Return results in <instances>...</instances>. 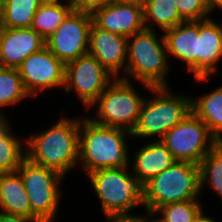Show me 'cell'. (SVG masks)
<instances>
[{
  "mask_svg": "<svg viewBox=\"0 0 222 222\" xmlns=\"http://www.w3.org/2000/svg\"><path fill=\"white\" fill-rule=\"evenodd\" d=\"M80 120L62 117L47 131L26 139L25 159L64 176L79 160Z\"/></svg>",
  "mask_w": 222,
  "mask_h": 222,
  "instance_id": "1",
  "label": "cell"
},
{
  "mask_svg": "<svg viewBox=\"0 0 222 222\" xmlns=\"http://www.w3.org/2000/svg\"><path fill=\"white\" fill-rule=\"evenodd\" d=\"M81 120L78 160H81L86 174L101 169L129 166L125 137L127 135L131 137V132L117 127L98 125L87 117Z\"/></svg>",
  "mask_w": 222,
  "mask_h": 222,
  "instance_id": "2",
  "label": "cell"
},
{
  "mask_svg": "<svg viewBox=\"0 0 222 222\" xmlns=\"http://www.w3.org/2000/svg\"><path fill=\"white\" fill-rule=\"evenodd\" d=\"M143 205L153 214L159 207L175 202L198 200L201 193L199 165L176 161L143 186Z\"/></svg>",
  "mask_w": 222,
  "mask_h": 222,
  "instance_id": "3",
  "label": "cell"
},
{
  "mask_svg": "<svg viewBox=\"0 0 222 222\" xmlns=\"http://www.w3.org/2000/svg\"><path fill=\"white\" fill-rule=\"evenodd\" d=\"M127 42L125 74L131 75L148 90L150 87H168L165 75L169 69V56L164 36L158 39L154 30L145 28L128 37Z\"/></svg>",
  "mask_w": 222,
  "mask_h": 222,
  "instance_id": "4",
  "label": "cell"
},
{
  "mask_svg": "<svg viewBox=\"0 0 222 222\" xmlns=\"http://www.w3.org/2000/svg\"><path fill=\"white\" fill-rule=\"evenodd\" d=\"M88 176L105 217L131 216L129 210L143 205L142 185L128 167L101 169Z\"/></svg>",
  "mask_w": 222,
  "mask_h": 222,
  "instance_id": "5",
  "label": "cell"
},
{
  "mask_svg": "<svg viewBox=\"0 0 222 222\" xmlns=\"http://www.w3.org/2000/svg\"><path fill=\"white\" fill-rule=\"evenodd\" d=\"M149 91L157 96L144 100L131 136L150 138L159 135L162 139L191 112L192 98L171 95L168 87H150Z\"/></svg>",
  "mask_w": 222,
  "mask_h": 222,
  "instance_id": "6",
  "label": "cell"
},
{
  "mask_svg": "<svg viewBox=\"0 0 222 222\" xmlns=\"http://www.w3.org/2000/svg\"><path fill=\"white\" fill-rule=\"evenodd\" d=\"M126 76L113 79L103 93L93 103L97 105V118L94 123L117 127L132 132L137 124L144 98L133 88Z\"/></svg>",
  "mask_w": 222,
  "mask_h": 222,
  "instance_id": "7",
  "label": "cell"
},
{
  "mask_svg": "<svg viewBox=\"0 0 222 222\" xmlns=\"http://www.w3.org/2000/svg\"><path fill=\"white\" fill-rule=\"evenodd\" d=\"M17 171L21 175L31 203L32 220L53 222L60 201L58 185L64 178L59 172L24 160Z\"/></svg>",
  "mask_w": 222,
  "mask_h": 222,
  "instance_id": "8",
  "label": "cell"
},
{
  "mask_svg": "<svg viewBox=\"0 0 222 222\" xmlns=\"http://www.w3.org/2000/svg\"><path fill=\"white\" fill-rule=\"evenodd\" d=\"M160 141L177 161L192 162L197 165L215 145V137L207 125L192 111Z\"/></svg>",
  "mask_w": 222,
  "mask_h": 222,
  "instance_id": "9",
  "label": "cell"
},
{
  "mask_svg": "<svg viewBox=\"0 0 222 222\" xmlns=\"http://www.w3.org/2000/svg\"><path fill=\"white\" fill-rule=\"evenodd\" d=\"M92 24L91 13L73 9L46 39V48L64 64L88 54Z\"/></svg>",
  "mask_w": 222,
  "mask_h": 222,
  "instance_id": "10",
  "label": "cell"
},
{
  "mask_svg": "<svg viewBox=\"0 0 222 222\" xmlns=\"http://www.w3.org/2000/svg\"><path fill=\"white\" fill-rule=\"evenodd\" d=\"M111 75L93 56L86 54L65 64L64 91L76 90L88 109L112 82Z\"/></svg>",
  "mask_w": 222,
  "mask_h": 222,
  "instance_id": "11",
  "label": "cell"
},
{
  "mask_svg": "<svg viewBox=\"0 0 222 222\" xmlns=\"http://www.w3.org/2000/svg\"><path fill=\"white\" fill-rule=\"evenodd\" d=\"M26 91L33 97L38 91L65 84V64L46 47L31 54L17 68Z\"/></svg>",
  "mask_w": 222,
  "mask_h": 222,
  "instance_id": "12",
  "label": "cell"
},
{
  "mask_svg": "<svg viewBox=\"0 0 222 222\" xmlns=\"http://www.w3.org/2000/svg\"><path fill=\"white\" fill-rule=\"evenodd\" d=\"M91 15L98 28L127 38L145 29L142 2H111Z\"/></svg>",
  "mask_w": 222,
  "mask_h": 222,
  "instance_id": "13",
  "label": "cell"
},
{
  "mask_svg": "<svg viewBox=\"0 0 222 222\" xmlns=\"http://www.w3.org/2000/svg\"><path fill=\"white\" fill-rule=\"evenodd\" d=\"M46 47V40L32 28L0 27V67L17 69L31 54Z\"/></svg>",
  "mask_w": 222,
  "mask_h": 222,
  "instance_id": "14",
  "label": "cell"
},
{
  "mask_svg": "<svg viewBox=\"0 0 222 222\" xmlns=\"http://www.w3.org/2000/svg\"><path fill=\"white\" fill-rule=\"evenodd\" d=\"M127 37L98 28L94 23L89 33L88 54L93 56L113 77L120 75L122 66L126 71Z\"/></svg>",
  "mask_w": 222,
  "mask_h": 222,
  "instance_id": "15",
  "label": "cell"
},
{
  "mask_svg": "<svg viewBox=\"0 0 222 222\" xmlns=\"http://www.w3.org/2000/svg\"><path fill=\"white\" fill-rule=\"evenodd\" d=\"M222 58V25L210 18L198 21L197 78L207 81Z\"/></svg>",
  "mask_w": 222,
  "mask_h": 222,
  "instance_id": "16",
  "label": "cell"
},
{
  "mask_svg": "<svg viewBox=\"0 0 222 222\" xmlns=\"http://www.w3.org/2000/svg\"><path fill=\"white\" fill-rule=\"evenodd\" d=\"M164 32L167 53L187 63L197 78L198 21L183 22Z\"/></svg>",
  "mask_w": 222,
  "mask_h": 222,
  "instance_id": "17",
  "label": "cell"
},
{
  "mask_svg": "<svg viewBox=\"0 0 222 222\" xmlns=\"http://www.w3.org/2000/svg\"><path fill=\"white\" fill-rule=\"evenodd\" d=\"M133 160L131 172L142 186L177 161L160 139L142 146Z\"/></svg>",
  "mask_w": 222,
  "mask_h": 222,
  "instance_id": "18",
  "label": "cell"
},
{
  "mask_svg": "<svg viewBox=\"0 0 222 222\" xmlns=\"http://www.w3.org/2000/svg\"><path fill=\"white\" fill-rule=\"evenodd\" d=\"M0 211L32 219V208L18 171L0 173Z\"/></svg>",
  "mask_w": 222,
  "mask_h": 222,
  "instance_id": "19",
  "label": "cell"
},
{
  "mask_svg": "<svg viewBox=\"0 0 222 222\" xmlns=\"http://www.w3.org/2000/svg\"><path fill=\"white\" fill-rule=\"evenodd\" d=\"M191 111L217 137L222 132V86L200 98L191 100Z\"/></svg>",
  "mask_w": 222,
  "mask_h": 222,
  "instance_id": "20",
  "label": "cell"
},
{
  "mask_svg": "<svg viewBox=\"0 0 222 222\" xmlns=\"http://www.w3.org/2000/svg\"><path fill=\"white\" fill-rule=\"evenodd\" d=\"M40 0H5L0 5V27L31 28Z\"/></svg>",
  "mask_w": 222,
  "mask_h": 222,
  "instance_id": "21",
  "label": "cell"
},
{
  "mask_svg": "<svg viewBox=\"0 0 222 222\" xmlns=\"http://www.w3.org/2000/svg\"><path fill=\"white\" fill-rule=\"evenodd\" d=\"M142 4L146 29L153 30V26L148 25L150 20L163 31L185 22L178 12L175 0H142Z\"/></svg>",
  "mask_w": 222,
  "mask_h": 222,
  "instance_id": "22",
  "label": "cell"
},
{
  "mask_svg": "<svg viewBox=\"0 0 222 222\" xmlns=\"http://www.w3.org/2000/svg\"><path fill=\"white\" fill-rule=\"evenodd\" d=\"M71 2L42 4L36 11L31 28L45 40L49 38L73 10Z\"/></svg>",
  "mask_w": 222,
  "mask_h": 222,
  "instance_id": "23",
  "label": "cell"
},
{
  "mask_svg": "<svg viewBox=\"0 0 222 222\" xmlns=\"http://www.w3.org/2000/svg\"><path fill=\"white\" fill-rule=\"evenodd\" d=\"M10 124L5 116L0 118V173L17 171L25 160V152L19 139L11 133Z\"/></svg>",
  "mask_w": 222,
  "mask_h": 222,
  "instance_id": "24",
  "label": "cell"
},
{
  "mask_svg": "<svg viewBox=\"0 0 222 222\" xmlns=\"http://www.w3.org/2000/svg\"><path fill=\"white\" fill-rule=\"evenodd\" d=\"M29 95L17 69L0 67V108L18 104ZM0 118H3L2 113Z\"/></svg>",
  "mask_w": 222,
  "mask_h": 222,
  "instance_id": "25",
  "label": "cell"
},
{
  "mask_svg": "<svg viewBox=\"0 0 222 222\" xmlns=\"http://www.w3.org/2000/svg\"><path fill=\"white\" fill-rule=\"evenodd\" d=\"M199 170L201 190L209 182L222 200V150L214 145L199 163Z\"/></svg>",
  "mask_w": 222,
  "mask_h": 222,
  "instance_id": "26",
  "label": "cell"
},
{
  "mask_svg": "<svg viewBox=\"0 0 222 222\" xmlns=\"http://www.w3.org/2000/svg\"><path fill=\"white\" fill-rule=\"evenodd\" d=\"M199 200H189L169 203L159 207L153 215L161 212L163 215L158 218L161 222H194L203 211Z\"/></svg>",
  "mask_w": 222,
  "mask_h": 222,
  "instance_id": "27",
  "label": "cell"
},
{
  "mask_svg": "<svg viewBox=\"0 0 222 222\" xmlns=\"http://www.w3.org/2000/svg\"><path fill=\"white\" fill-rule=\"evenodd\" d=\"M178 12L185 21H202L208 19L210 8L207 0H175Z\"/></svg>",
  "mask_w": 222,
  "mask_h": 222,
  "instance_id": "28",
  "label": "cell"
},
{
  "mask_svg": "<svg viewBox=\"0 0 222 222\" xmlns=\"http://www.w3.org/2000/svg\"><path fill=\"white\" fill-rule=\"evenodd\" d=\"M71 3L75 10L92 13L95 9L111 3V0H71Z\"/></svg>",
  "mask_w": 222,
  "mask_h": 222,
  "instance_id": "29",
  "label": "cell"
},
{
  "mask_svg": "<svg viewBox=\"0 0 222 222\" xmlns=\"http://www.w3.org/2000/svg\"><path fill=\"white\" fill-rule=\"evenodd\" d=\"M0 222H35L24 216L9 214L0 211Z\"/></svg>",
  "mask_w": 222,
  "mask_h": 222,
  "instance_id": "30",
  "label": "cell"
},
{
  "mask_svg": "<svg viewBox=\"0 0 222 222\" xmlns=\"http://www.w3.org/2000/svg\"><path fill=\"white\" fill-rule=\"evenodd\" d=\"M109 222H139V216H113L106 217Z\"/></svg>",
  "mask_w": 222,
  "mask_h": 222,
  "instance_id": "31",
  "label": "cell"
},
{
  "mask_svg": "<svg viewBox=\"0 0 222 222\" xmlns=\"http://www.w3.org/2000/svg\"><path fill=\"white\" fill-rule=\"evenodd\" d=\"M209 8H210V13L215 10V8L222 9V0H207Z\"/></svg>",
  "mask_w": 222,
  "mask_h": 222,
  "instance_id": "32",
  "label": "cell"
},
{
  "mask_svg": "<svg viewBox=\"0 0 222 222\" xmlns=\"http://www.w3.org/2000/svg\"><path fill=\"white\" fill-rule=\"evenodd\" d=\"M147 215L145 216H139V222H161L159 219H157V217L155 218V220L150 219L151 216H154L151 213H146Z\"/></svg>",
  "mask_w": 222,
  "mask_h": 222,
  "instance_id": "33",
  "label": "cell"
},
{
  "mask_svg": "<svg viewBox=\"0 0 222 222\" xmlns=\"http://www.w3.org/2000/svg\"><path fill=\"white\" fill-rule=\"evenodd\" d=\"M194 222H216L213 218L206 217L203 215V211L199 214V216L194 220Z\"/></svg>",
  "mask_w": 222,
  "mask_h": 222,
  "instance_id": "34",
  "label": "cell"
},
{
  "mask_svg": "<svg viewBox=\"0 0 222 222\" xmlns=\"http://www.w3.org/2000/svg\"><path fill=\"white\" fill-rule=\"evenodd\" d=\"M215 145L222 150V132L215 137Z\"/></svg>",
  "mask_w": 222,
  "mask_h": 222,
  "instance_id": "35",
  "label": "cell"
},
{
  "mask_svg": "<svg viewBox=\"0 0 222 222\" xmlns=\"http://www.w3.org/2000/svg\"><path fill=\"white\" fill-rule=\"evenodd\" d=\"M42 4H48V3H60V0H40ZM68 2H71V0H64Z\"/></svg>",
  "mask_w": 222,
  "mask_h": 222,
  "instance_id": "36",
  "label": "cell"
},
{
  "mask_svg": "<svg viewBox=\"0 0 222 222\" xmlns=\"http://www.w3.org/2000/svg\"><path fill=\"white\" fill-rule=\"evenodd\" d=\"M111 2H142V0H111Z\"/></svg>",
  "mask_w": 222,
  "mask_h": 222,
  "instance_id": "37",
  "label": "cell"
}]
</instances>
